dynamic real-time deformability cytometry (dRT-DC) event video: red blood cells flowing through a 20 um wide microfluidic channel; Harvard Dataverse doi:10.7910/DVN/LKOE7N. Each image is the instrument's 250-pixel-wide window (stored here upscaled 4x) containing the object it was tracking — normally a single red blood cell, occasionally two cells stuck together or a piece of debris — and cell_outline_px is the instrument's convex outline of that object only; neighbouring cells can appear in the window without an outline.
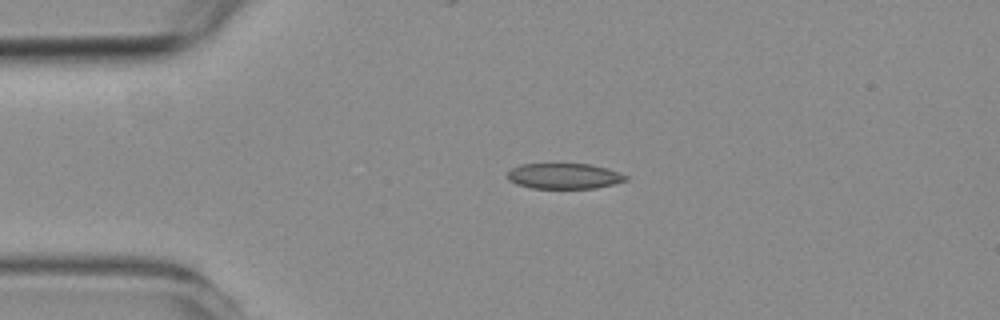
{"species": "common noctule bat (a hibernating species)", "species_latin": "Nyctalus noctula", "temperature_condition": "room temperature", "stored_images_in_passage": 3, "camera_frame_rate_fps": 3000, "um_per_image_px": 0.085, "animal": {"sex": "female", "body_mass_g": 19.3, "forearm_length_mm": 54.1}, "frame": {"image": 1, "passage_image": 2, "time_ms": 1.0, "image_size_px": [1000, 320], "cell_outline_px": [[628, 180], [596, 188], [532, 188], [516, 184], [508, 180], [504, 176], [512, 168], [520, 164], [588, 164], [608, 168], [628, 176]], "centroid_in_image_um": [47.92, 14.96], "position_along_channel_um": 37.1, "area_um2": 17.69}}